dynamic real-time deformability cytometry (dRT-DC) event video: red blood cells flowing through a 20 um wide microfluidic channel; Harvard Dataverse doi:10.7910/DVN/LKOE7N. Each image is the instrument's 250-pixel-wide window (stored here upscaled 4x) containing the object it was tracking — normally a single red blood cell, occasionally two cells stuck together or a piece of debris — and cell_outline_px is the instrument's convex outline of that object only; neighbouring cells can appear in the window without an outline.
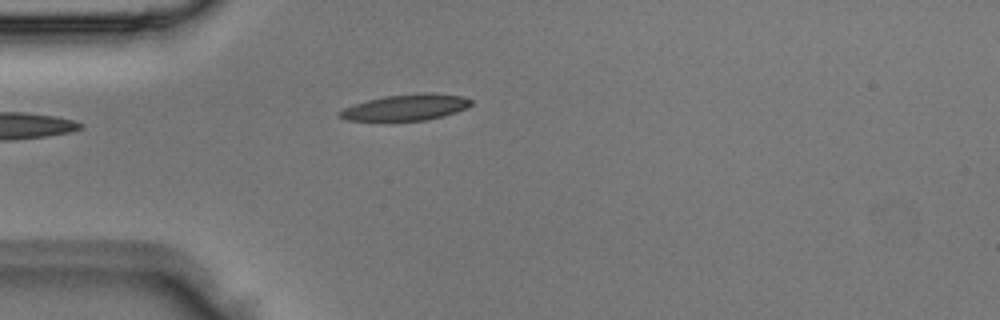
{"species": "Egyptian fruit bat (a non-hibernating species)", "species_latin": "Rousettus aegyptiacus", "temperature_condition": "room temperature", "stored_images_in_passage": 1, "camera_frame_rate_fps": 3000, "um_per_image_px": 0.085, "animal": {"sex": "male"}, "frame": {"image": 1, "passage_image": 1, "time_ms": 0.0, "image_size_px": [1000, 320], "cell_outline_px": [[472, 104], [468, 108], [444, 116], [424, 120], [348, 120], [340, 116], [340, 112], [344, 108], [368, 100], [384, 96], [424, 92], [432, 92], [464, 96], [472, 100]], "centroid_in_image_um": [34.61, 9.1], "position_along_channel_um": 50.4, "area_um2": 19.83}}